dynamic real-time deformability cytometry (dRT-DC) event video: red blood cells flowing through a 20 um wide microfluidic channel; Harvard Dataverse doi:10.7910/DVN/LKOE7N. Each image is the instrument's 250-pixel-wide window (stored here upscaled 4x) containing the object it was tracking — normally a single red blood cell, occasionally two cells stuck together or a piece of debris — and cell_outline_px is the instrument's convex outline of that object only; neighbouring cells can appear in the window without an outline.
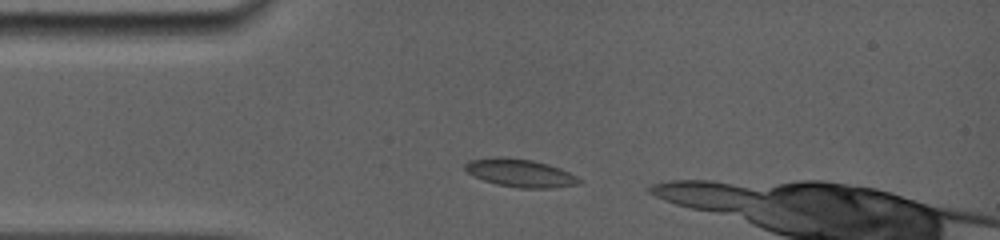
{"species": "common noctule bat (a hibernating species)", "species_latin": "Nyctalus noctula", "temperature_condition": "room temperature", "stored_images_in_passage": 5, "camera_frame_rate_fps": 5000, "um_per_image_px": 0.085, "animal": {"sex": "female", "body_mass_g": 19.0, "forearm_length_mm": 56.7}, "frame": {"image": 1, "passage_image": 2, "time_ms": 0.8, "image_size_px": [1000, 240], "cell_outline_px": [[584, 180], [580, 184], [552, 188], [520, 188], [496, 184], [472, 176], [464, 168], [464, 164], [468, 160], [496, 156], [504, 156], [532, 160], [548, 164], [560, 168]], "centroid_in_image_um": [44.21, 14.7], "position_along_channel_um": 40.8, "area_um2": 18.84}}
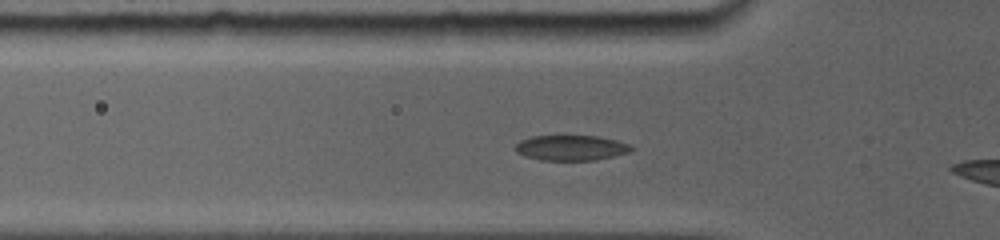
{"frame": {"image": 2, "passage_image": 4, "time_ms": 2.2, "image_size_px": [1000, 240], "cell_outline_px": [[636, 148], [628, 152], [596, 160], [540, 160], [524, 156], [516, 152], [512, 148], [520, 140], [532, 136], [564, 132], [596, 136], [616, 140], [632, 144]], "centroid_in_image_um": [48.49, 12.51], "position_along_channel_um": 77.3, "area_um2": 18.15}}